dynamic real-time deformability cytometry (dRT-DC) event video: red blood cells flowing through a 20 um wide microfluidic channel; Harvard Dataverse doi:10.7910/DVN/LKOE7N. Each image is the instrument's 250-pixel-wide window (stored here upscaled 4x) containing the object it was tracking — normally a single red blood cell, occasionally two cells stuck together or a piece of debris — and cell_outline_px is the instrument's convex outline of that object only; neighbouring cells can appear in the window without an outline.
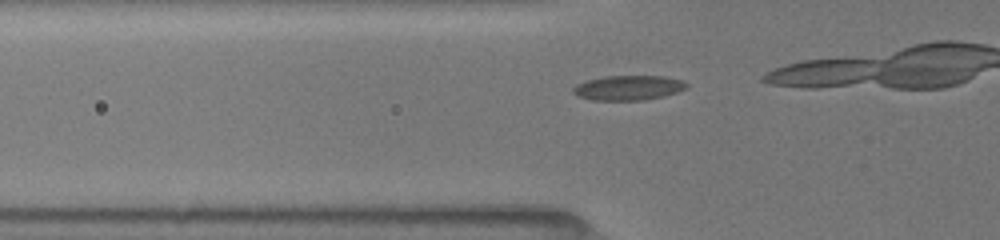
{"species": "common noctule bat (a hibernating species)", "species_latin": "Nyctalus noctula", "temperature_condition": "room temperature", "stored_images_in_passage": 11, "camera_frame_rate_fps": 3000, "um_per_image_px": 0.085, "animal": {"sex": "female", "body_mass_g": 19.5, "forearm_length_mm": 54.1}, "frame": {"image": 1, "passage_image": 5, "time_ms": 2.667, "image_size_px": [1000, 240], "cell_outline_px": [[688, 84], [684, 88], [676, 92], [664, 96], [640, 100], [592, 100], [580, 96], [572, 92], [572, 88], [576, 84], [588, 80], [604, 76], [664, 76], [684, 80]], "centroid_in_image_um": [53.4, 7.45], "position_along_channel_um": 72.4, "area_um2": 16.24}}